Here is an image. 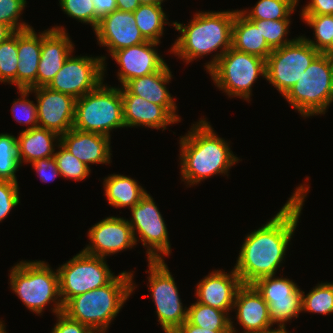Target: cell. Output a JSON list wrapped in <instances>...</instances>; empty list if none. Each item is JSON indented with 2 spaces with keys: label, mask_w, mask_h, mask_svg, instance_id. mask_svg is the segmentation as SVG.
<instances>
[{
  "label": "cell",
  "mask_w": 333,
  "mask_h": 333,
  "mask_svg": "<svg viewBox=\"0 0 333 333\" xmlns=\"http://www.w3.org/2000/svg\"><path fill=\"white\" fill-rule=\"evenodd\" d=\"M309 188L310 185L300 184L274 217L245 236L234 266L243 284L277 274L285 261Z\"/></svg>",
  "instance_id": "1"
},
{
  "label": "cell",
  "mask_w": 333,
  "mask_h": 333,
  "mask_svg": "<svg viewBox=\"0 0 333 333\" xmlns=\"http://www.w3.org/2000/svg\"><path fill=\"white\" fill-rule=\"evenodd\" d=\"M205 118L191 126L180 136L181 181L188 187L215 175H228L230 168L240 160L230 148V143L219 137Z\"/></svg>",
  "instance_id": "2"
},
{
  "label": "cell",
  "mask_w": 333,
  "mask_h": 333,
  "mask_svg": "<svg viewBox=\"0 0 333 333\" xmlns=\"http://www.w3.org/2000/svg\"><path fill=\"white\" fill-rule=\"evenodd\" d=\"M236 12L237 10L198 11L187 25L173 21V27L181 35L169 52L189 64L215 51L212 59L205 63L208 71L232 47V27ZM218 49L220 53L216 51Z\"/></svg>",
  "instance_id": "3"
},
{
  "label": "cell",
  "mask_w": 333,
  "mask_h": 333,
  "mask_svg": "<svg viewBox=\"0 0 333 333\" xmlns=\"http://www.w3.org/2000/svg\"><path fill=\"white\" fill-rule=\"evenodd\" d=\"M134 271H122L103 287L79 294L63 305V313L92 330L109 325L135 290Z\"/></svg>",
  "instance_id": "4"
},
{
  "label": "cell",
  "mask_w": 333,
  "mask_h": 333,
  "mask_svg": "<svg viewBox=\"0 0 333 333\" xmlns=\"http://www.w3.org/2000/svg\"><path fill=\"white\" fill-rule=\"evenodd\" d=\"M9 278L11 290L32 313L42 315L51 303L55 315L63 311L58 271H54L47 262L22 260L11 268Z\"/></svg>",
  "instance_id": "5"
},
{
  "label": "cell",
  "mask_w": 333,
  "mask_h": 333,
  "mask_svg": "<svg viewBox=\"0 0 333 333\" xmlns=\"http://www.w3.org/2000/svg\"><path fill=\"white\" fill-rule=\"evenodd\" d=\"M333 55L320 53L284 96L301 117L322 115L333 102Z\"/></svg>",
  "instance_id": "6"
},
{
  "label": "cell",
  "mask_w": 333,
  "mask_h": 333,
  "mask_svg": "<svg viewBox=\"0 0 333 333\" xmlns=\"http://www.w3.org/2000/svg\"><path fill=\"white\" fill-rule=\"evenodd\" d=\"M125 127L119 87L102 82L95 90L76 99L73 128L111 137L113 129Z\"/></svg>",
  "instance_id": "7"
},
{
  "label": "cell",
  "mask_w": 333,
  "mask_h": 333,
  "mask_svg": "<svg viewBox=\"0 0 333 333\" xmlns=\"http://www.w3.org/2000/svg\"><path fill=\"white\" fill-rule=\"evenodd\" d=\"M206 72L228 97L250 102L252 85L260 75L266 78V60L231 47Z\"/></svg>",
  "instance_id": "8"
},
{
  "label": "cell",
  "mask_w": 333,
  "mask_h": 333,
  "mask_svg": "<svg viewBox=\"0 0 333 333\" xmlns=\"http://www.w3.org/2000/svg\"><path fill=\"white\" fill-rule=\"evenodd\" d=\"M105 259L82 250L57 268L63 305L74 296L103 287L116 277Z\"/></svg>",
  "instance_id": "9"
},
{
  "label": "cell",
  "mask_w": 333,
  "mask_h": 333,
  "mask_svg": "<svg viewBox=\"0 0 333 333\" xmlns=\"http://www.w3.org/2000/svg\"><path fill=\"white\" fill-rule=\"evenodd\" d=\"M319 54L303 35L298 36L293 42L270 53L266 59L265 80L284 97Z\"/></svg>",
  "instance_id": "10"
},
{
  "label": "cell",
  "mask_w": 333,
  "mask_h": 333,
  "mask_svg": "<svg viewBox=\"0 0 333 333\" xmlns=\"http://www.w3.org/2000/svg\"><path fill=\"white\" fill-rule=\"evenodd\" d=\"M148 290L155 303L158 322L165 333H173L186 320L188 307L183 308L179 290L165 260L148 261Z\"/></svg>",
  "instance_id": "11"
},
{
  "label": "cell",
  "mask_w": 333,
  "mask_h": 333,
  "mask_svg": "<svg viewBox=\"0 0 333 333\" xmlns=\"http://www.w3.org/2000/svg\"><path fill=\"white\" fill-rule=\"evenodd\" d=\"M130 212L132 218L128 223L133 230L136 244L141 241L146 248L147 261H159L164 260L163 256L169 257L172 250L169 233L153 197L147 193Z\"/></svg>",
  "instance_id": "12"
},
{
  "label": "cell",
  "mask_w": 333,
  "mask_h": 333,
  "mask_svg": "<svg viewBox=\"0 0 333 333\" xmlns=\"http://www.w3.org/2000/svg\"><path fill=\"white\" fill-rule=\"evenodd\" d=\"M72 54L65 60L47 87L78 99L104 82L107 57H92V55L74 57Z\"/></svg>",
  "instance_id": "13"
},
{
  "label": "cell",
  "mask_w": 333,
  "mask_h": 333,
  "mask_svg": "<svg viewBox=\"0 0 333 333\" xmlns=\"http://www.w3.org/2000/svg\"><path fill=\"white\" fill-rule=\"evenodd\" d=\"M89 244L85 253L106 258L133 248L136 244L128 219L109 216L94 224L88 231Z\"/></svg>",
  "instance_id": "14"
},
{
  "label": "cell",
  "mask_w": 333,
  "mask_h": 333,
  "mask_svg": "<svg viewBox=\"0 0 333 333\" xmlns=\"http://www.w3.org/2000/svg\"><path fill=\"white\" fill-rule=\"evenodd\" d=\"M35 93L38 127L60 136L73 128L76 99L68 94L51 90L47 86L29 89Z\"/></svg>",
  "instance_id": "15"
},
{
  "label": "cell",
  "mask_w": 333,
  "mask_h": 333,
  "mask_svg": "<svg viewBox=\"0 0 333 333\" xmlns=\"http://www.w3.org/2000/svg\"><path fill=\"white\" fill-rule=\"evenodd\" d=\"M94 33L98 44L107 47L109 55L147 41L136 25L133 12L120 10L103 16Z\"/></svg>",
  "instance_id": "16"
},
{
  "label": "cell",
  "mask_w": 333,
  "mask_h": 333,
  "mask_svg": "<svg viewBox=\"0 0 333 333\" xmlns=\"http://www.w3.org/2000/svg\"><path fill=\"white\" fill-rule=\"evenodd\" d=\"M159 43L146 41L113 52L110 56L120 66L117 77L124 86L128 81L161 70L166 62L155 48Z\"/></svg>",
  "instance_id": "17"
},
{
  "label": "cell",
  "mask_w": 333,
  "mask_h": 333,
  "mask_svg": "<svg viewBox=\"0 0 333 333\" xmlns=\"http://www.w3.org/2000/svg\"><path fill=\"white\" fill-rule=\"evenodd\" d=\"M73 51L74 44L64 26L57 25L42 31L37 87L47 86Z\"/></svg>",
  "instance_id": "18"
},
{
  "label": "cell",
  "mask_w": 333,
  "mask_h": 333,
  "mask_svg": "<svg viewBox=\"0 0 333 333\" xmlns=\"http://www.w3.org/2000/svg\"><path fill=\"white\" fill-rule=\"evenodd\" d=\"M242 285L234 268L230 273L221 269L214 270L198 282L195 296L197 302L230 314L237 291Z\"/></svg>",
  "instance_id": "19"
},
{
  "label": "cell",
  "mask_w": 333,
  "mask_h": 333,
  "mask_svg": "<svg viewBox=\"0 0 333 333\" xmlns=\"http://www.w3.org/2000/svg\"><path fill=\"white\" fill-rule=\"evenodd\" d=\"M233 310L243 333H267L273 324L268 304L252 284H243L237 291Z\"/></svg>",
  "instance_id": "20"
},
{
  "label": "cell",
  "mask_w": 333,
  "mask_h": 333,
  "mask_svg": "<svg viewBox=\"0 0 333 333\" xmlns=\"http://www.w3.org/2000/svg\"><path fill=\"white\" fill-rule=\"evenodd\" d=\"M111 137L91 132L70 129L60 136V144L83 162L88 168L90 164H110Z\"/></svg>",
  "instance_id": "21"
},
{
  "label": "cell",
  "mask_w": 333,
  "mask_h": 333,
  "mask_svg": "<svg viewBox=\"0 0 333 333\" xmlns=\"http://www.w3.org/2000/svg\"><path fill=\"white\" fill-rule=\"evenodd\" d=\"M123 100V120L128 127H147L165 130L177 121L161 106L133 95L125 86L120 87Z\"/></svg>",
  "instance_id": "22"
},
{
  "label": "cell",
  "mask_w": 333,
  "mask_h": 333,
  "mask_svg": "<svg viewBox=\"0 0 333 333\" xmlns=\"http://www.w3.org/2000/svg\"><path fill=\"white\" fill-rule=\"evenodd\" d=\"M172 72L166 64L161 70L152 74L128 81L124 86L133 94L147 101L161 105L178 123L181 118L176 112V100L169 92L167 84L171 81Z\"/></svg>",
  "instance_id": "23"
},
{
  "label": "cell",
  "mask_w": 333,
  "mask_h": 333,
  "mask_svg": "<svg viewBox=\"0 0 333 333\" xmlns=\"http://www.w3.org/2000/svg\"><path fill=\"white\" fill-rule=\"evenodd\" d=\"M42 32H35L34 28L17 31L16 86L18 89L37 87V70L41 56Z\"/></svg>",
  "instance_id": "24"
},
{
  "label": "cell",
  "mask_w": 333,
  "mask_h": 333,
  "mask_svg": "<svg viewBox=\"0 0 333 333\" xmlns=\"http://www.w3.org/2000/svg\"><path fill=\"white\" fill-rule=\"evenodd\" d=\"M55 143V144H54ZM60 143V135L44 128L20 131L17 137V151L20 164H32L42 158L54 157L55 146Z\"/></svg>",
  "instance_id": "25"
},
{
  "label": "cell",
  "mask_w": 333,
  "mask_h": 333,
  "mask_svg": "<svg viewBox=\"0 0 333 333\" xmlns=\"http://www.w3.org/2000/svg\"><path fill=\"white\" fill-rule=\"evenodd\" d=\"M232 48L267 59L273 51L260 29L238 9L233 20Z\"/></svg>",
  "instance_id": "26"
},
{
  "label": "cell",
  "mask_w": 333,
  "mask_h": 333,
  "mask_svg": "<svg viewBox=\"0 0 333 333\" xmlns=\"http://www.w3.org/2000/svg\"><path fill=\"white\" fill-rule=\"evenodd\" d=\"M103 180L104 195L108 204L115 208L131 209L147 194V191L129 176L111 174Z\"/></svg>",
  "instance_id": "27"
},
{
  "label": "cell",
  "mask_w": 333,
  "mask_h": 333,
  "mask_svg": "<svg viewBox=\"0 0 333 333\" xmlns=\"http://www.w3.org/2000/svg\"><path fill=\"white\" fill-rule=\"evenodd\" d=\"M136 25L147 41L161 43L160 39L164 33V25L169 24L168 16L162 5L155 3H141L133 12Z\"/></svg>",
  "instance_id": "28"
},
{
  "label": "cell",
  "mask_w": 333,
  "mask_h": 333,
  "mask_svg": "<svg viewBox=\"0 0 333 333\" xmlns=\"http://www.w3.org/2000/svg\"><path fill=\"white\" fill-rule=\"evenodd\" d=\"M230 315L226 311H221L196 301L188 307L187 321L190 324L204 329H211L212 331L238 333V330L233 326L234 322Z\"/></svg>",
  "instance_id": "29"
},
{
  "label": "cell",
  "mask_w": 333,
  "mask_h": 333,
  "mask_svg": "<svg viewBox=\"0 0 333 333\" xmlns=\"http://www.w3.org/2000/svg\"><path fill=\"white\" fill-rule=\"evenodd\" d=\"M299 0H258L251 8L239 11L250 20H282L290 19L296 10Z\"/></svg>",
  "instance_id": "30"
},
{
  "label": "cell",
  "mask_w": 333,
  "mask_h": 333,
  "mask_svg": "<svg viewBox=\"0 0 333 333\" xmlns=\"http://www.w3.org/2000/svg\"><path fill=\"white\" fill-rule=\"evenodd\" d=\"M304 23L313 28L314 40L306 38L320 53L331 55V39H333V15L300 16Z\"/></svg>",
  "instance_id": "31"
},
{
  "label": "cell",
  "mask_w": 333,
  "mask_h": 333,
  "mask_svg": "<svg viewBox=\"0 0 333 333\" xmlns=\"http://www.w3.org/2000/svg\"><path fill=\"white\" fill-rule=\"evenodd\" d=\"M21 164L18 158L17 137L8 133L0 134V181L18 183L16 172Z\"/></svg>",
  "instance_id": "32"
},
{
  "label": "cell",
  "mask_w": 333,
  "mask_h": 333,
  "mask_svg": "<svg viewBox=\"0 0 333 333\" xmlns=\"http://www.w3.org/2000/svg\"><path fill=\"white\" fill-rule=\"evenodd\" d=\"M268 304L269 318L274 326L286 327L285 323L298 318L302 313V291L298 295H289V298L264 299Z\"/></svg>",
  "instance_id": "33"
},
{
  "label": "cell",
  "mask_w": 333,
  "mask_h": 333,
  "mask_svg": "<svg viewBox=\"0 0 333 333\" xmlns=\"http://www.w3.org/2000/svg\"><path fill=\"white\" fill-rule=\"evenodd\" d=\"M333 314V282L318 283L305 295L302 290V312Z\"/></svg>",
  "instance_id": "34"
},
{
  "label": "cell",
  "mask_w": 333,
  "mask_h": 333,
  "mask_svg": "<svg viewBox=\"0 0 333 333\" xmlns=\"http://www.w3.org/2000/svg\"><path fill=\"white\" fill-rule=\"evenodd\" d=\"M263 299L289 298V295H298L302 290L295 281L275 275L262 277L252 284Z\"/></svg>",
  "instance_id": "35"
},
{
  "label": "cell",
  "mask_w": 333,
  "mask_h": 333,
  "mask_svg": "<svg viewBox=\"0 0 333 333\" xmlns=\"http://www.w3.org/2000/svg\"><path fill=\"white\" fill-rule=\"evenodd\" d=\"M291 19L282 20H251L264 36L268 46L274 50L293 42V39H287ZM286 36V37H285Z\"/></svg>",
  "instance_id": "36"
},
{
  "label": "cell",
  "mask_w": 333,
  "mask_h": 333,
  "mask_svg": "<svg viewBox=\"0 0 333 333\" xmlns=\"http://www.w3.org/2000/svg\"><path fill=\"white\" fill-rule=\"evenodd\" d=\"M17 31L8 39L0 43V82L16 86L17 56Z\"/></svg>",
  "instance_id": "37"
},
{
  "label": "cell",
  "mask_w": 333,
  "mask_h": 333,
  "mask_svg": "<svg viewBox=\"0 0 333 333\" xmlns=\"http://www.w3.org/2000/svg\"><path fill=\"white\" fill-rule=\"evenodd\" d=\"M57 148L59 150L55 151L54 159L56 160L61 177L82 181L90 175L91 169L65 149L60 143Z\"/></svg>",
  "instance_id": "38"
},
{
  "label": "cell",
  "mask_w": 333,
  "mask_h": 333,
  "mask_svg": "<svg viewBox=\"0 0 333 333\" xmlns=\"http://www.w3.org/2000/svg\"><path fill=\"white\" fill-rule=\"evenodd\" d=\"M59 5L70 18L89 24L93 31L98 26L100 18L95 14L92 0H59Z\"/></svg>",
  "instance_id": "39"
},
{
  "label": "cell",
  "mask_w": 333,
  "mask_h": 333,
  "mask_svg": "<svg viewBox=\"0 0 333 333\" xmlns=\"http://www.w3.org/2000/svg\"><path fill=\"white\" fill-rule=\"evenodd\" d=\"M20 97L13 101L12 113L16 122L27 125L25 130L38 127L37 106L36 103L29 100V89H18Z\"/></svg>",
  "instance_id": "40"
},
{
  "label": "cell",
  "mask_w": 333,
  "mask_h": 333,
  "mask_svg": "<svg viewBox=\"0 0 333 333\" xmlns=\"http://www.w3.org/2000/svg\"><path fill=\"white\" fill-rule=\"evenodd\" d=\"M26 4V0H0V23L9 25L15 31L32 28V26L24 21L22 22L20 19Z\"/></svg>",
  "instance_id": "41"
},
{
  "label": "cell",
  "mask_w": 333,
  "mask_h": 333,
  "mask_svg": "<svg viewBox=\"0 0 333 333\" xmlns=\"http://www.w3.org/2000/svg\"><path fill=\"white\" fill-rule=\"evenodd\" d=\"M18 183L0 181V222L20 203Z\"/></svg>",
  "instance_id": "42"
},
{
  "label": "cell",
  "mask_w": 333,
  "mask_h": 333,
  "mask_svg": "<svg viewBox=\"0 0 333 333\" xmlns=\"http://www.w3.org/2000/svg\"><path fill=\"white\" fill-rule=\"evenodd\" d=\"M57 321L51 333H90L91 330L83 323L73 320L65 313L56 314Z\"/></svg>",
  "instance_id": "43"
},
{
  "label": "cell",
  "mask_w": 333,
  "mask_h": 333,
  "mask_svg": "<svg viewBox=\"0 0 333 333\" xmlns=\"http://www.w3.org/2000/svg\"><path fill=\"white\" fill-rule=\"evenodd\" d=\"M31 165L42 182H51L54 181L57 176H61L54 157L39 159Z\"/></svg>",
  "instance_id": "44"
},
{
  "label": "cell",
  "mask_w": 333,
  "mask_h": 333,
  "mask_svg": "<svg viewBox=\"0 0 333 333\" xmlns=\"http://www.w3.org/2000/svg\"><path fill=\"white\" fill-rule=\"evenodd\" d=\"M300 16L333 15V0H310Z\"/></svg>",
  "instance_id": "45"
},
{
  "label": "cell",
  "mask_w": 333,
  "mask_h": 333,
  "mask_svg": "<svg viewBox=\"0 0 333 333\" xmlns=\"http://www.w3.org/2000/svg\"><path fill=\"white\" fill-rule=\"evenodd\" d=\"M95 14L101 19L103 16L117 10L116 0H92Z\"/></svg>",
  "instance_id": "46"
},
{
  "label": "cell",
  "mask_w": 333,
  "mask_h": 333,
  "mask_svg": "<svg viewBox=\"0 0 333 333\" xmlns=\"http://www.w3.org/2000/svg\"><path fill=\"white\" fill-rule=\"evenodd\" d=\"M173 333H231V331H212L190 324L187 320Z\"/></svg>",
  "instance_id": "47"
},
{
  "label": "cell",
  "mask_w": 333,
  "mask_h": 333,
  "mask_svg": "<svg viewBox=\"0 0 333 333\" xmlns=\"http://www.w3.org/2000/svg\"><path fill=\"white\" fill-rule=\"evenodd\" d=\"M142 2L140 0H116L117 10L134 12Z\"/></svg>",
  "instance_id": "48"
},
{
  "label": "cell",
  "mask_w": 333,
  "mask_h": 333,
  "mask_svg": "<svg viewBox=\"0 0 333 333\" xmlns=\"http://www.w3.org/2000/svg\"><path fill=\"white\" fill-rule=\"evenodd\" d=\"M16 31L5 23H0V43L8 39Z\"/></svg>",
  "instance_id": "49"
},
{
  "label": "cell",
  "mask_w": 333,
  "mask_h": 333,
  "mask_svg": "<svg viewBox=\"0 0 333 333\" xmlns=\"http://www.w3.org/2000/svg\"><path fill=\"white\" fill-rule=\"evenodd\" d=\"M267 333H290L286 330V327H277V329H271Z\"/></svg>",
  "instance_id": "50"
},
{
  "label": "cell",
  "mask_w": 333,
  "mask_h": 333,
  "mask_svg": "<svg viewBox=\"0 0 333 333\" xmlns=\"http://www.w3.org/2000/svg\"><path fill=\"white\" fill-rule=\"evenodd\" d=\"M142 3H155L159 5H163L162 3L166 0H140Z\"/></svg>",
  "instance_id": "51"
},
{
  "label": "cell",
  "mask_w": 333,
  "mask_h": 333,
  "mask_svg": "<svg viewBox=\"0 0 333 333\" xmlns=\"http://www.w3.org/2000/svg\"><path fill=\"white\" fill-rule=\"evenodd\" d=\"M4 321L0 320V333H7L6 332V325L3 323Z\"/></svg>",
  "instance_id": "52"
},
{
  "label": "cell",
  "mask_w": 333,
  "mask_h": 333,
  "mask_svg": "<svg viewBox=\"0 0 333 333\" xmlns=\"http://www.w3.org/2000/svg\"><path fill=\"white\" fill-rule=\"evenodd\" d=\"M106 330H92L90 333H106Z\"/></svg>",
  "instance_id": "53"
},
{
  "label": "cell",
  "mask_w": 333,
  "mask_h": 333,
  "mask_svg": "<svg viewBox=\"0 0 333 333\" xmlns=\"http://www.w3.org/2000/svg\"><path fill=\"white\" fill-rule=\"evenodd\" d=\"M331 55H333V39H331Z\"/></svg>",
  "instance_id": "54"
}]
</instances>
